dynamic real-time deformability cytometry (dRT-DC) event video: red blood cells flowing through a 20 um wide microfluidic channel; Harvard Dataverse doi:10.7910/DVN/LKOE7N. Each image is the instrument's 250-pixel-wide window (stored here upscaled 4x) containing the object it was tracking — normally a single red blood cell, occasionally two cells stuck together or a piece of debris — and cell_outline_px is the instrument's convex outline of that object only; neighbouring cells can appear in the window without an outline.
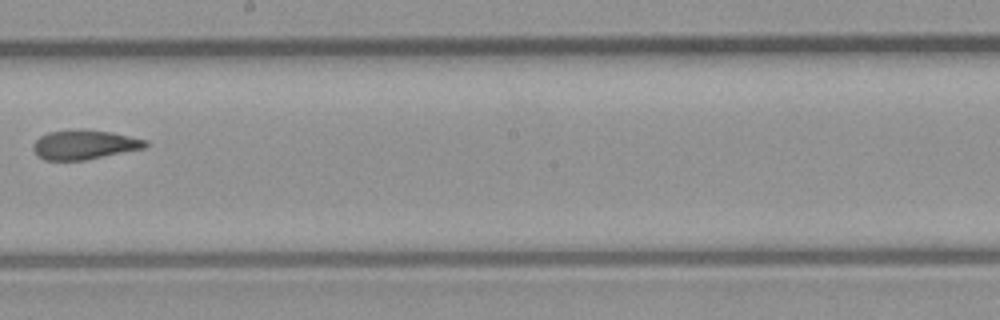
{"species": "common noctule bat (a hibernating species)", "species_latin": "Nyctalus noctula", "temperature_condition": "room temperature", "stored_images_in_passage": 10, "segment_of_instrument_passage": [1, 2], "camera_frame_rate_fps": 3000, "um_per_image_px": 0.085, "animal": {"sex": "male", "body_mass_g": 23.1, "forearm_length_mm": 52.7}, "frame": {"image": 1, "passage_image": 9, "time_ms": 9.333, "image_size_px": [1000, 320], "cell_outline_px": [[148, 144], [144, 148], [84, 160], [44, 160], [32, 148], [36, 140], [40, 136], [48, 132], [80, 128], [88, 128], [112, 132], [148, 140]], "centroid_in_image_um": [7.18, 12.27], "position_along_channel_um": 241.0, "area_um2": 19.31}}